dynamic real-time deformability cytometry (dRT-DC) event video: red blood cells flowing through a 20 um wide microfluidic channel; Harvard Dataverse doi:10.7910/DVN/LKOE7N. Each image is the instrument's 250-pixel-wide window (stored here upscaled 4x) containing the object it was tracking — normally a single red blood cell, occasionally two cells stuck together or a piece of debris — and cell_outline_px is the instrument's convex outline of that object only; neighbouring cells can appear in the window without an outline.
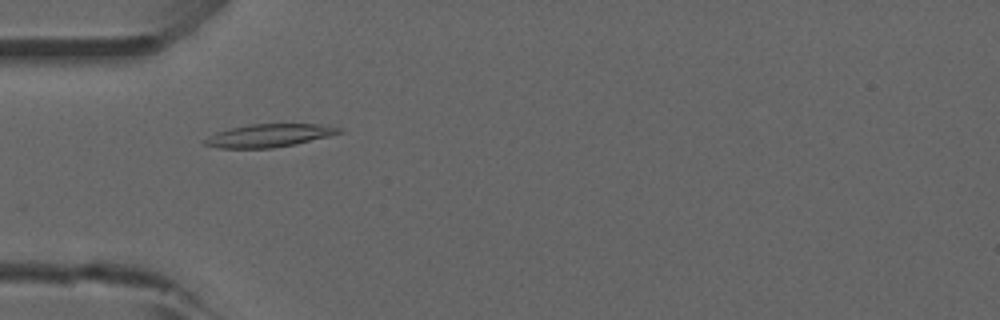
{"species": "common noctule bat (a hibernating species)", "species_latin": "Nyctalus noctula", "temperature_condition": "room temperature", "stored_images_in_passage": 54, "camera_frame_rate_fps": 3000, "um_per_image_px": 0.085, "animal": {"sex": "male", "forearm_length_mm": 52.5}, "frame": {"image": 1, "passage_image": 17, "time_ms": 5.333, "image_size_px": [1000, 320], "cell_outline_px": [[344, 132], [296, 144], [272, 148], [220, 148], [204, 144], [204, 140], [216, 132], [248, 124], [320, 124], [344, 128]], "centroid_in_image_um": [22.93, 11.51], "position_along_channel_um": 62.1, "area_um2": 17.92}}
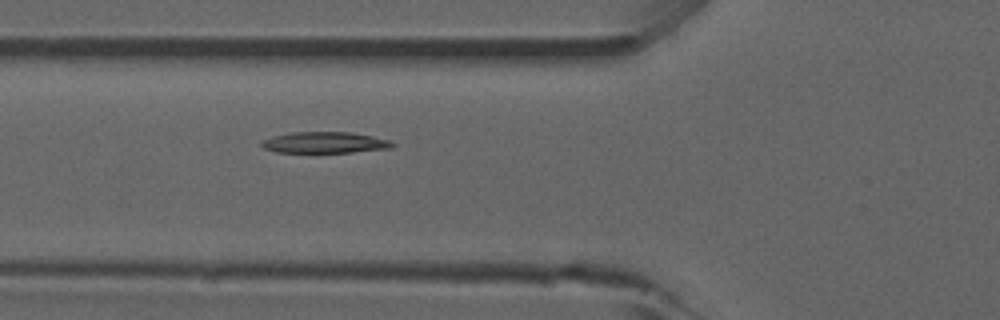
{"frame": {"image": 2, "passage_image": 20, "time_ms": 6.333, "image_size_px": [1000, 320], "cell_outline_px": [[396, 144], [392, 148], [352, 152], [276, 152], [264, 148], [260, 144], [260, 140], [272, 136], [292, 132], [348, 132], [372, 136], [392, 140]], "centroid_in_image_um": [27.61, 12.11], "position_along_channel_um": 98.2, "area_um2": 16.24}}
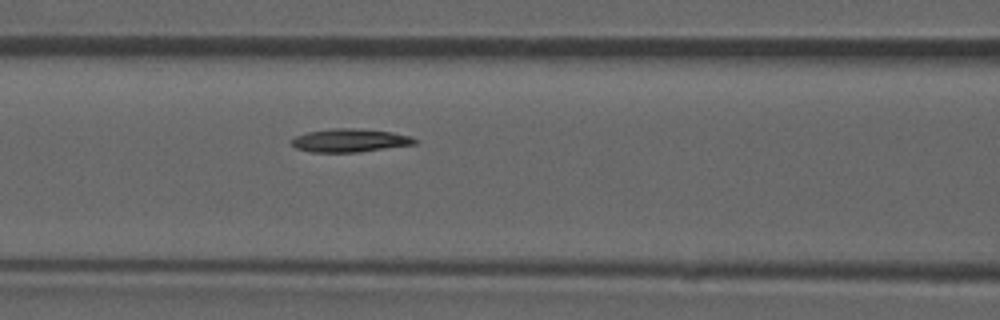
{"frame": {"image": 3, "passage_image": 23, "time_ms": 7.333, "image_size_px": [1000, 320], "cell_outline_px": [[420, 140], [416, 144], [356, 152], [312, 152], [296, 148], [288, 140], [296, 136], [308, 132], [332, 128], [352, 128], [392, 132], [408, 136]], "centroid_in_image_um": [29.72, 11.93], "position_along_channel_um": 136.9, "area_um2": 16.59}}